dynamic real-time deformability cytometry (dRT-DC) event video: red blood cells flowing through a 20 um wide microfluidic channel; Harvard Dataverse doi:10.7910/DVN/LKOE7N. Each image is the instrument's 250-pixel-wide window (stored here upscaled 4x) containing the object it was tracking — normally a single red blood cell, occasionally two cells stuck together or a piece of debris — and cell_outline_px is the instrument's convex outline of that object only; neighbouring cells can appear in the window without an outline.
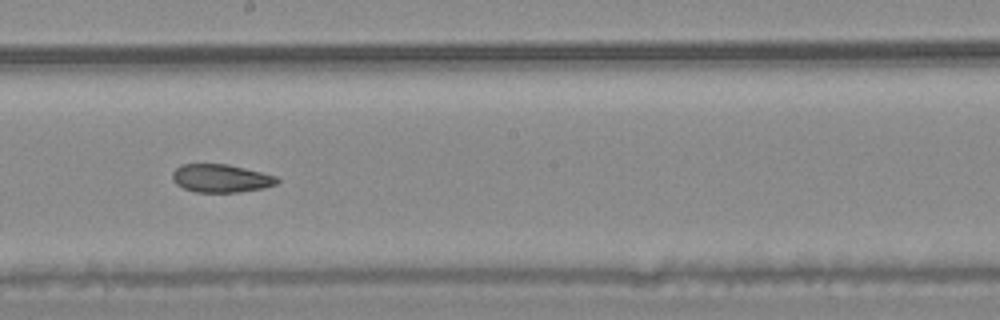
{"species": "common noctule bat (a hibernating species)", "species_latin": "Nyctalus noctula", "temperature_condition": "warm", "stored_images_in_passage": 43, "camera_frame_rate_fps": 3000, "um_per_image_px": 0.085, "animal": {"sex": "male", "body_mass_g": 20.4}, "frame": {"image": 1, "passage_image": 19, "time_ms": 6.0, "image_size_px": [1000, 320], "cell_outline_px": [[280, 180], [276, 184], [264, 188], [236, 192], [196, 192], [184, 188], [176, 184], [172, 180], [172, 172], [180, 164], [228, 164], [276, 176]], "centroid_in_image_um": [18.75, 15.15], "position_along_channel_um": 229.4, "area_um2": 17.11}, "authors_computed_cell_mechanics": {"area_um2": 18.9584, "velocity_mm_per_s": 3.7362, "shape_relaxation_time_tau1_ms": null, "shape_relaxation_time_tau2_ms": 5.0966, "deformation_change_tau1": null, "deformation_change_tau2": 0.112}}